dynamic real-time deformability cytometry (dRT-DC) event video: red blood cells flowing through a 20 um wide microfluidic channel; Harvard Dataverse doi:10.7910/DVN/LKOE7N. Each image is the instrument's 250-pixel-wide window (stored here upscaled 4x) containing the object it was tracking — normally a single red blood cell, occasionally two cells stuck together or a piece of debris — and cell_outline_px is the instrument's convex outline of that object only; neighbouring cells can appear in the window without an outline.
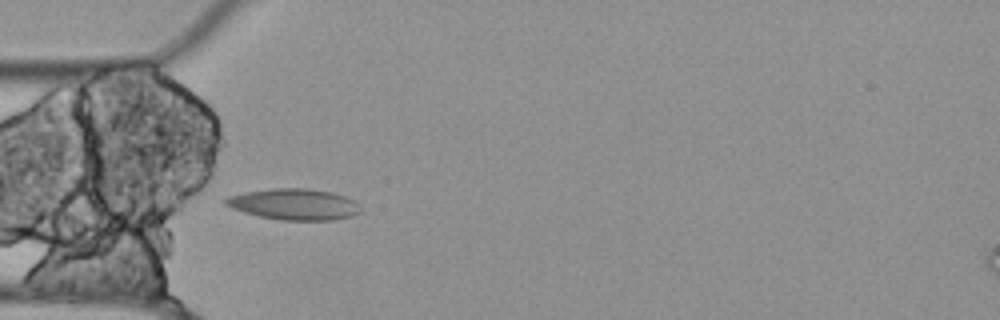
{"species": "Egyptian fruit bat (a non-hibernating species)", "species_latin": "Rousettus aegyptiacus", "temperature_condition": "cold", "stored_images_in_passage": 41, "camera_frame_rate_fps": 3000, "um_per_image_px": 0.085, "animal": {"sex": "female"}, "frame": {"image": 1, "passage_image": 2, "time_ms": 0.333, "image_size_px": [1000, 320], "cell_outline_px": [[360, 212], [352, 216], [332, 220], [280, 220], [260, 216], [244, 212], [232, 208], [224, 204], [224, 200], [228, 196], [244, 192], [272, 188], [308, 188], [332, 192], [344, 196], [352, 200], [356, 204]], "centroid_in_image_um": [24.96, 17.36], "position_along_channel_um": 60.0, "area_um2": 24.33}}
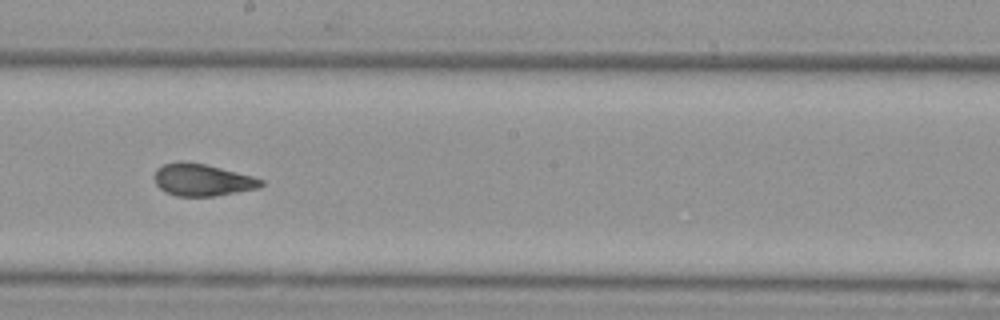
{"frame": {"image": 2, "passage_image": 16, "time_ms": 5.0, "image_size_px": [1000, 320], "cell_outline_px": [[264, 184], [260, 188], [212, 196], [176, 196], [160, 188], [156, 184], [156, 168], [164, 164], [204, 164], [252, 176], [264, 180]], "centroid_in_image_um": [17.26, 15.33], "position_along_channel_um": 230.9, "area_um2": 19.13}}
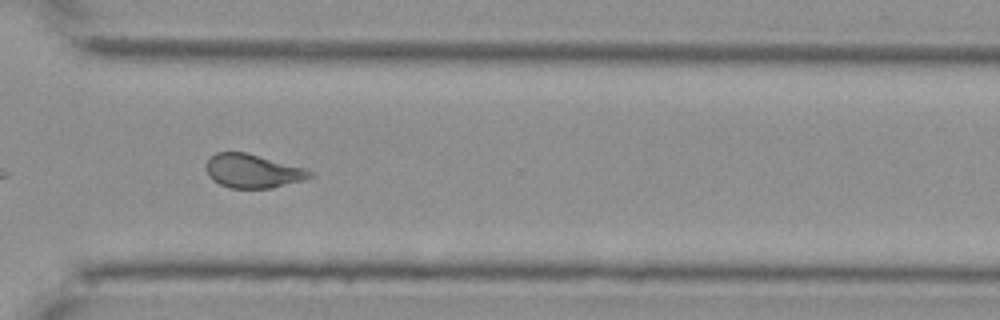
{"frame": {"image": 3, "passage_image": 26, "time_ms": 8.333, "image_size_px": [1000, 320], "cell_outline_px": [[316, 176], [304, 180], [272, 188], [232, 188], [220, 184], [212, 180], [208, 176], [204, 168], [208, 160], [216, 152], [244, 152], [304, 168], [312, 172]], "centroid_in_image_um": [21.47, 14.55], "position_along_channel_um": 349.1, "area_um2": 20.35}, "authors_computed_cell_mechanics": {"area_um2": 20.1144, "velocity_mm_per_s": 3.5465, "shape_relaxation_time_tau1_ms": null, "shape_relaxation_time_tau2_ms": 1.9617, "deformation_change_tau1": null, "deformation_change_tau2": 0.0807}}